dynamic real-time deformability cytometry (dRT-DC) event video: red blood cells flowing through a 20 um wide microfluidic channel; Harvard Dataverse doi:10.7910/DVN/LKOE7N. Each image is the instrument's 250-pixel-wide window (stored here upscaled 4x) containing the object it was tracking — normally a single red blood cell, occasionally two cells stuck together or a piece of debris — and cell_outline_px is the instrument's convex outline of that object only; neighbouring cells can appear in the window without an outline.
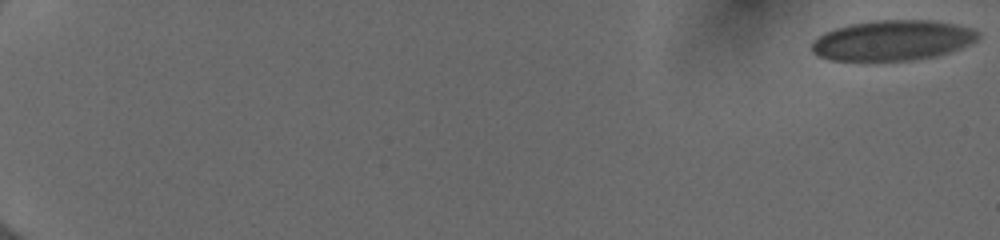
{"species": "human", "species_latin": "Homo sapiens", "temperature_condition": "cold", "stored_images_in_passage": 55, "camera_frame_rate_fps": 3000, "um_per_image_px": 0.085, "donor": {"sex": "female"}, "frame": {"image": 1, "passage_image": 1, "time_ms": 0.0, "image_size_px": [1000, 240], "cell_outline_px": [[980, 36], [972, 44], [936, 56], [912, 60], [828, 60], [816, 56], [812, 52], [812, 44], [824, 32], [836, 28], [852, 24], [876, 20], [932, 20], [956, 24], [972, 28], [980, 32]], "centroid_in_image_um": [75.9, 3.43], "position_along_channel_um": 9.1, "area_um2": 39.02}}
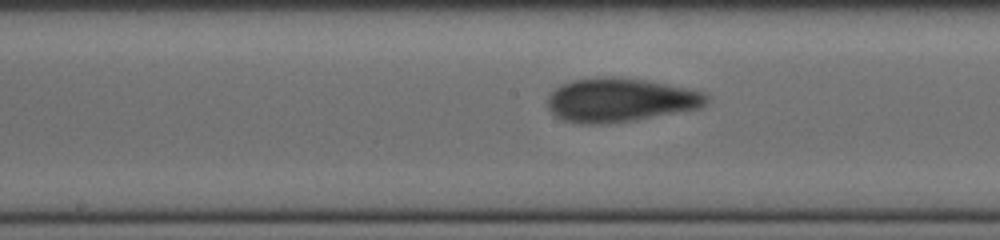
{"frame": {"image": 2, "passage_image": 32, "time_ms": 10.333, "image_size_px": [1000, 240], "cell_outline_px": [[708, 100], [700, 108], [636, 120], [608, 124], [584, 124], [564, 120], [556, 116], [548, 108], [548, 96], [556, 88], [572, 80], [644, 80], [668, 84], [688, 88], [704, 92], [708, 96]], "centroid_in_image_um": [52.75, 8.56], "position_along_channel_um": 195.4, "area_um2": 39.42}}
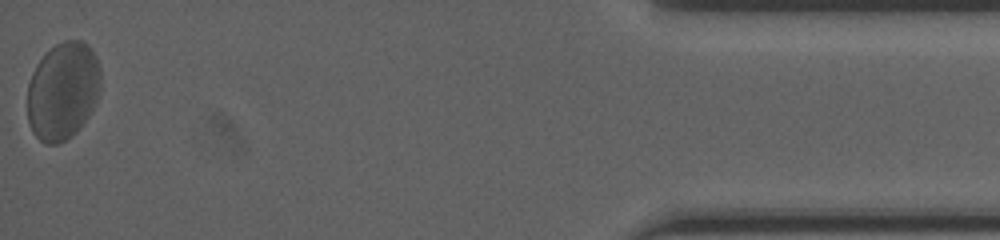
{"frame": {"image": 3, "passage_image": 55, "time_ms": 18.0, "image_size_px": [1000, 240], "cell_outline_px": [[100, 88], [96, 100], [88, 116], [80, 128], [72, 136], [56, 144], [44, 144], [32, 132], [28, 120], [28, 84], [32, 72], [36, 64], [44, 52], [56, 44], [64, 40], [80, 40], [88, 44], [96, 56], [100, 68]], "centroid_in_image_um": [5.33, 7.71], "position_along_channel_um": 429.9, "area_um2": 42.02}, "authors_computed_cell_mechanics": {"area_um2": 39.3618, "velocity_mm_per_s": 3.9462, "shape_relaxation_time_tau1_ms": null, "shape_relaxation_time_tau2_ms": 1.3021, "deformation_change_tau1": null, "deformation_change_tau2": 0.0673}}